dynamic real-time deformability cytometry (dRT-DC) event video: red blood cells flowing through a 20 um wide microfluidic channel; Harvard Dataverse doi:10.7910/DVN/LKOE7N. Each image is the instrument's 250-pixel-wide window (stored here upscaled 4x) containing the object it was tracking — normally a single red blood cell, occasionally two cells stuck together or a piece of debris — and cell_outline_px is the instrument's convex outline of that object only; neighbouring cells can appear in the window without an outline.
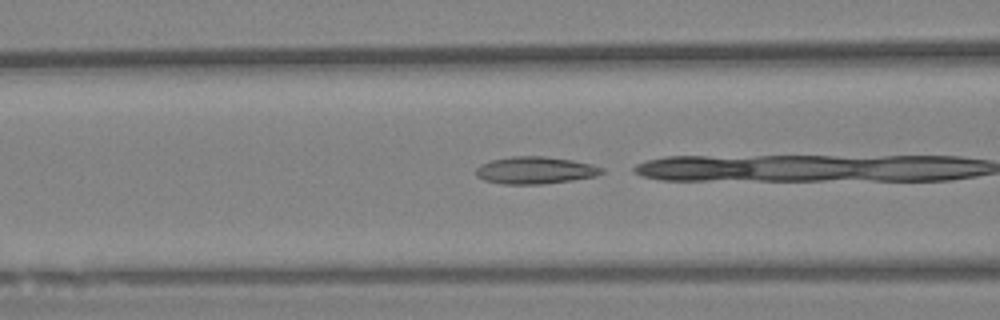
{"species": "Egyptian fruit bat (a non-hibernating species)", "species_latin": "Rousettus aegyptiacus", "temperature_condition": "warm", "stored_images_in_passage": 6, "camera_frame_rate_fps": 3000, "um_per_image_px": 0.085, "animal": {"sex": "female"}, "frame": {"image": 1, "passage_image": 4, "time_ms": 1.0, "image_size_px": [1000, 320], "cell_outline_px": [[604, 172], [596, 176], [572, 180], [540, 184], [504, 184], [484, 180], [476, 176], [476, 168], [480, 164], [492, 160], [512, 156], [544, 156], [572, 160], [592, 164], [604, 168]], "centroid_in_image_um": [45.49, 14.47], "position_along_channel_um": 121.1, "area_um2": 19.94}}